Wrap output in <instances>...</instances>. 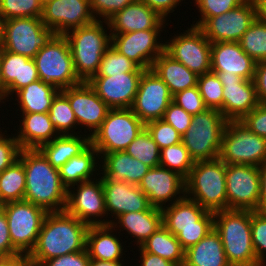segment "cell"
I'll return each mask as SVG.
<instances>
[{
  "instance_id": "11a10c76",
  "label": "cell",
  "mask_w": 266,
  "mask_h": 266,
  "mask_svg": "<svg viewBox=\"0 0 266 266\" xmlns=\"http://www.w3.org/2000/svg\"><path fill=\"white\" fill-rule=\"evenodd\" d=\"M0 256L24 257L13 245L10 239L8 221L0 206Z\"/></svg>"
},
{
  "instance_id": "c3c4849f",
  "label": "cell",
  "mask_w": 266,
  "mask_h": 266,
  "mask_svg": "<svg viewBox=\"0 0 266 266\" xmlns=\"http://www.w3.org/2000/svg\"><path fill=\"white\" fill-rule=\"evenodd\" d=\"M145 128L151 134L160 150L181 142V135L164 120H153L145 124Z\"/></svg>"
},
{
  "instance_id": "8fae6325",
  "label": "cell",
  "mask_w": 266,
  "mask_h": 266,
  "mask_svg": "<svg viewBox=\"0 0 266 266\" xmlns=\"http://www.w3.org/2000/svg\"><path fill=\"white\" fill-rule=\"evenodd\" d=\"M187 25L165 38V51L200 76L211 71V42L199 27Z\"/></svg>"
},
{
  "instance_id": "f6af8a7d",
  "label": "cell",
  "mask_w": 266,
  "mask_h": 266,
  "mask_svg": "<svg viewBox=\"0 0 266 266\" xmlns=\"http://www.w3.org/2000/svg\"><path fill=\"white\" fill-rule=\"evenodd\" d=\"M244 1L245 0H189V6H192L191 4L194 3L195 5L193 4L192 7L196 8L193 9L189 7V9L194 10V12L197 10L199 13L195 16L198 17V19L193 17L191 25L199 27L207 18L227 13Z\"/></svg>"
},
{
  "instance_id": "836d02e7",
  "label": "cell",
  "mask_w": 266,
  "mask_h": 266,
  "mask_svg": "<svg viewBox=\"0 0 266 266\" xmlns=\"http://www.w3.org/2000/svg\"><path fill=\"white\" fill-rule=\"evenodd\" d=\"M62 183L70 186L96 179L100 175V157L95 147L90 144L78 156L72 157L60 169Z\"/></svg>"
},
{
  "instance_id": "6125c7cd",
  "label": "cell",
  "mask_w": 266,
  "mask_h": 266,
  "mask_svg": "<svg viewBox=\"0 0 266 266\" xmlns=\"http://www.w3.org/2000/svg\"><path fill=\"white\" fill-rule=\"evenodd\" d=\"M256 6V17L266 24V0H253Z\"/></svg>"
},
{
  "instance_id": "f546056e",
  "label": "cell",
  "mask_w": 266,
  "mask_h": 266,
  "mask_svg": "<svg viewBox=\"0 0 266 266\" xmlns=\"http://www.w3.org/2000/svg\"><path fill=\"white\" fill-rule=\"evenodd\" d=\"M22 114V115H21ZM14 115L19 121L13 132L21 149H39L43 144L51 142L59 134L50 121L47 113H18ZM15 128V129H14ZM16 131V132H15Z\"/></svg>"
},
{
  "instance_id": "4fadbf2b",
  "label": "cell",
  "mask_w": 266,
  "mask_h": 266,
  "mask_svg": "<svg viewBox=\"0 0 266 266\" xmlns=\"http://www.w3.org/2000/svg\"><path fill=\"white\" fill-rule=\"evenodd\" d=\"M41 18L21 17L4 20L1 49L34 58L54 36Z\"/></svg>"
},
{
  "instance_id": "9f6ffc18",
  "label": "cell",
  "mask_w": 266,
  "mask_h": 266,
  "mask_svg": "<svg viewBox=\"0 0 266 266\" xmlns=\"http://www.w3.org/2000/svg\"><path fill=\"white\" fill-rule=\"evenodd\" d=\"M90 257L87 250L65 254L46 260L41 266H89Z\"/></svg>"
},
{
  "instance_id": "83f0119b",
  "label": "cell",
  "mask_w": 266,
  "mask_h": 266,
  "mask_svg": "<svg viewBox=\"0 0 266 266\" xmlns=\"http://www.w3.org/2000/svg\"><path fill=\"white\" fill-rule=\"evenodd\" d=\"M119 235V236H117ZM109 225H90L86 235V250L91 259L103 261H129L125 239ZM121 240V241H120ZM125 247V248H124ZM128 251V252H127ZM127 252L128 254L126 255ZM125 255V256H124ZM128 260L126 259L127 257Z\"/></svg>"
},
{
  "instance_id": "ee69618b",
  "label": "cell",
  "mask_w": 266,
  "mask_h": 266,
  "mask_svg": "<svg viewBox=\"0 0 266 266\" xmlns=\"http://www.w3.org/2000/svg\"><path fill=\"white\" fill-rule=\"evenodd\" d=\"M43 0H0V16L3 20L31 17L41 18Z\"/></svg>"
},
{
  "instance_id": "7a4b0ae2",
  "label": "cell",
  "mask_w": 266,
  "mask_h": 266,
  "mask_svg": "<svg viewBox=\"0 0 266 266\" xmlns=\"http://www.w3.org/2000/svg\"><path fill=\"white\" fill-rule=\"evenodd\" d=\"M18 159L26 173L24 200L47 212L65 211L68 189L61 181L59 169L39 149H21Z\"/></svg>"
},
{
  "instance_id": "db71d44e",
  "label": "cell",
  "mask_w": 266,
  "mask_h": 266,
  "mask_svg": "<svg viewBox=\"0 0 266 266\" xmlns=\"http://www.w3.org/2000/svg\"><path fill=\"white\" fill-rule=\"evenodd\" d=\"M240 121L254 134L266 138V103H259Z\"/></svg>"
},
{
  "instance_id": "7402d4cb",
  "label": "cell",
  "mask_w": 266,
  "mask_h": 266,
  "mask_svg": "<svg viewBox=\"0 0 266 266\" xmlns=\"http://www.w3.org/2000/svg\"><path fill=\"white\" fill-rule=\"evenodd\" d=\"M144 71L138 67L134 72L93 76L88 83L111 109L131 108Z\"/></svg>"
},
{
  "instance_id": "003e7915",
  "label": "cell",
  "mask_w": 266,
  "mask_h": 266,
  "mask_svg": "<svg viewBox=\"0 0 266 266\" xmlns=\"http://www.w3.org/2000/svg\"><path fill=\"white\" fill-rule=\"evenodd\" d=\"M0 105L6 106L5 105V89L2 87L1 79H0Z\"/></svg>"
},
{
  "instance_id": "8d00e7d4",
  "label": "cell",
  "mask_w": 266,
  "mask_h": 266,
  "mask_svg": "<svg viewBox=\"0 0 266 266\" xmlns=\"http://www.w3.org/2000/svg\"><path fill=\"white\" fill-rule=\"evenodd\" d=\"M140 247L148 253L158 255L178 266H183L185 250L180 242L163 225L160 226Z\"/></svg>"
},
{
  "instance_id": "03108f58",
  "label": "cell",
  "mask_w": 266,
  "mask_h": 266,
  "mask_svg": "<svg viewBox=\"0 0 266 266\" xmlns=\"http://www.w3.org/2000/svg\"><path fill=\"white\" fill-rule=\"evenodd\" d=\"M12 266H34L26 257L18 259Z\"/></svg>"
},
{
  "instance_id": "cb8c5ba5",
  "label": "cell",
  "mask_w": 266,
  "mask_h": 266,
  "mask_svg": "<svg viewBox=\"0 0 266 266\" xmlns=\"http://www.w3.org/2000/svg\"><path fill=\"white\" fill-rule=\"evenodd\" d=\"M108 225L119 215L147 211L152 206L138 185L102 178Z\"/></svg>"
},
{
  "instance_id": "52a82bcc",
  "label": "cell",
  "mask_w": 266,
  "mask_h": 266,
  "mask_svg": "<svg viewBox=\"0 0 266 266\" xmlns=\"http://www.w3.org/2000/svg\"><path fill=\"white\" fill-rule=\"evenodd\" d=\"M227 121L216 109H206L192 116L191 125L181 136V142L194 162L219 158Z\"/></svg>"
},
{
  "instance_id": "6f0895ef",
  "label": "cell",
  "mask_w": 266,
  "mask_h": 266,
  "mask_svg": "<svg viewBox=\"0 0 266 266\" xmlns=\"http://www.w3.org/2000/svg\"><path fill=\"white\" fill-rule=\"evenodd\" d=\"M140 1L146 4L152 10L156 11L166 21L167 20L169 21V19L173 16V14L175 17V14H177L175 12L177 11L176 9L182 6V4H184V6L187 7L185 5L187 3L186 0H140Z\"/></svg>"
},
{
  "instance_id": "484cf974",
  "label": "cell",
  "mask_w": 266,
  "mask_h": 266,
  "mask_svg": "<svg viewBox=\"0 0 266 266\" xmlns=\"http://www.w3.org/2000/svg\"><path fill=\"white\" fill-rule=\"evenodd\" d=\"M0 79L6 104L18 90L39 80L34 59L0 48Z\"/></svg>"
},
{
  "instance_id": "277c9868",
  "label": "cell",
  "mask_w": 266,
  "mask_h": 266,
  "mask_svg": "<svg viewBox=\"0 0 266 266\" xmlns=\"http://www.w3.org/2000/svg\"><path fill=\"white\" fill-rule=\"evenodd\" d=\"M214 229L220 235L231 266H262L257 261L252 245L250 210L214 212Z\"/></svg>"
},
{
  "instance_id": "4dcf8cb0",
  "label": "cell",
  "mask_w": 266,
  "mask_h": 266,
  "mask_svg": "<svg viewBox=\"0 0 266 266\" xmlns=\"http://www.w3.org/2000/svg\"><path fill=\"white\" fill-rule=\"evenodd\" d=\"M149 170L150 167L125 151L106 153L100 157V176L109 180L139 185Z\"/></svg>"
},
{
  "instance_id": "ac0fdd59",
  "label": "cell",
  "mask_w": 266,
  "mask_h": 266,
  "mask_svg": "<svg viewBox=\"0 0 266 266\" xmlns=\"http://www.w3.org/2000/svg\"><path fill=\"white\" fill-rule=\"evenodd\" d=\"M253 0H245L227 13L207 18L199 28L211 42H239L256 19Z\"/></svg>"
},
{
  "instance_id": "f5cc1de1",
  "label": "cell",
  "mask_w": 266,
  "mask_h": 266,
  "mask_svg": "<svg viewBox=\"0 0 266 266\" xmlns=\"http://www.w3.org/2000/svg\"><path fill=\"white\" fill-rule=\"evenodd\" d=\"M162 120L170 124L182 136L191 125L192 115L171 102L165 110Z\"/></svg>"
},
{
  "instance_id": "7c38bea8",
  "label": "cell",
  "mask_w": 266,
  "mask_h": 266,
  "mask_svg": "<svg viewBox=\"0 0 266 266\" xmlns=\"http://www.w3.org/2000/svg\"><path fill=\"white\" fill-rule=\"evenodd\" d=\"M7 221L12 245L27 257L34 249L44 218V208L22 200L1 205Z\"/></svg>"
},
{
  "instance_id": "e575fe53",
  "label": "cell",
  "mask_w": 266,
  "mask_h": 266,
  "mask_svg": "<svg viewBox=\"0 0 266 266\" xmlns=\"http://www.w3.org/2000/svg\"><path fill=\"white\" fill-rule=\"evenodd\" d=\"M183 266H231L220 235L214 228L197 244L185 250Z\"/></svg>"
},
{
  "instance_id": "bcb514c9",
  "label": "cell",
  "mask_w": 266,
  "mask_h": 266,
  "mask_svg": "<svg viewBox=\"0 0 266 266\" xmlns=\"http://www.w3.org/2000/svg\"><path fill=\"white\" fill-rule=\"evenodd\" d=\"M139 66L110 46L104 53L95 76H113L134 72Z\"/></svg>"
},
{
  "instance_id": "d590c367",
  "label": "cell",
  "mask_w": 266,
  "mask_h": 266,
  "mask_svg": "<svg viewBox=\"0 0 266 266\" xmlns=\"http://www.w3.org/2000/svg\"><path fill=\"white\" fill-rule=\"evenodd\" d=\"M90 144V137L85 134L59 135L51 142L43 144L39 150L54 168L60 169L68 160L78 156Z\"/></svg>"
},
{
  "instance_id": "9a60e30c",
  "label": "cell",
  "mask_w": 266,
  "mask_h": 266,
  "mask_svg": "<svg viewBox=\"0 0 266 266\" xmlns=\"http://www.w3.org/2000/svg\"><path fill=\"white\" fill-rule=\"evenodd\" d=\"M167 31L169 32L166 28L111 34V46L139 67L149 70L155 59L165 50L164 36Z\"/></svg>"
},
{
  "instance_id": "681fc988",
  "label": "cell",
  "mask_w": 266,
  "mask_h": 266,
  "mask_svg": "<svg viewBox=\"0 0 266 266\" xmlns=\"http://www.w3.org/2000/svg\"><path fill=\"white\" fill-rule=\"evenodd\" d=\"M0 128V173L11 166L15 161L18 160L20 154V146L15 137L13 131L7 127ZM7 129L11 131V135L7 132Z\"/></svg>"
},
{
  "instance_id": "ba28073f",
  "label": "cell",
  "mask_w": 266,
  "mask_h": 266,
  "mask_svg": "<svg viewBox=\"0 0 266 266\" xmlns=\"http://www.w3.org/2000/svg\"><path fill=\"white\" fill-rule=\"evenodd\" d=\"M39 79L59 90L80 84L69 42L64 35H55L33 58Z\"/></svg>"
},
{
  "instance_id": "91938a15",
  "label": "cell",
  "mask_w": 266,
  "mask_h": 266,
  "mask_svg": "<svg viewBox=\"0 0 266 266\" xmlns=\"http://www.w3.org/2000/svg\"><path fill=\"white\" fill-rule=\"evenodd\" d=\"M138 250L137 263L134 266H178L177 264L166 260L158 255L145 252L140 246L136 248ZM141 261V262H140ZM133 266V265H132Z\"/></svg>"
},
{
  "instance_id": "6da1fadb",
  "label": "cell",
  "mask_w": 266,
  "mask_h": 266,
  "mask_svg": "<svg viewBox=\"0 0 266 266\" xmlns=\"http://www.w3.org/2000/svg\"><path fill=\"white\" fill-rule=\"evenodd\" d=\"M89 225L66 211L48 212L44 218L37 243L26 257L34 266L46 260L86 249Z\"/></svg>"
},
{
  "instance_id": "5b68a950",
  "label": "cell",
  "mask_w": 266,
  "mask_h": 266,
  "mask_svg": "<svg viewBox=\"0 0 266 266\" xmlns=\"http://www.w3.org/2000/svg\"><path fill=\"white\" fill-rule=\"evenodd\" d=\"M161 210L163 226L176 236L184 250L197 244L214 228V212L186 196Z\"/></svg>"
},
{
  "instance_id": "60d3db41",
  "label": "cell",
  "mask_w": 266,
  "mask_h": 266,
  "mask_svg": "<svg viewBox=\"0 0 266 266\" xmlns=\"http://www.w3.org/2000/svg\"><path fill=\"white\" fill-rule=\"evenodd\" d=\"M243 51L256 63L266 60V24L257 18L241 37Z\"/></svg>"
},
{
  "instance_id": "d4e9b609",
  "label": "cell",
  "mask_w": 266,
  "mask_h": 266,
  "mask_svg": "<svg viewBox=\"0 0 266 266\" xmlns=\"http://www.w3.org/2000/svg\"><path fill=\"white\" fill-rule=\"evenodd\" d=\"M111 34H124L139 30L165 29L171 24L140 0L116 12L107 20Z\"/></svg>"
},
{
  "instance_id": "f1b7e54d",
  "label": "cell",
  "mask_w": 266,
  "mask_h": 266,
  "mask_svg": "<svg viewBox=\"0 0 266 266\" xmlns=\"http://www.w3.org/2000/svg\"><path fill=\"white\" fill-rule=\"evenodd\" d=\"M110 225L119 232L122 237H125L124 239L130 237L125 241L131 240L130 243H128L130 249V244L139 247L163 225L162 210L160 208L151 207L147 211L124 213L119 215ZM124 234L127 236H124Z\"/></svg>"
},
{
  "instance_id": "d6986e66",
  "label": "cell",
  "mask_w": 266,
  "mask_h": 266,
  "mask_svg": "<svg viewBox=\"0 0 266 266\" xmlns=\"http://www.w3.org/2000/svg\"><path fill=\"white\" fill-rule=\"evenodd\" d=\"M41 20L56 35H65L96 19L91 11L90 0H45Z\"/></svg>"
},
{
  "instance_id": "2e32d148",
  "label": "cell",
  "mask_w": 266,
  "mask_h": 266,
  "mask_svg": "<svg viewBox=\"0 0 266 266\" xmlns=\"http://www.w3.org/2000/svg\"><path fill=\"white\" fill-rule=\"evenodd\" d=\"M60 91L68 98L73 109L78 134H85L91 138L111 108L96 94L88 82H81Z\"/></svg>"
},
{
  "instance_id": "30bf717a",
  "label": "cell",
  "mask_w": 266,
  "mask_h": 266,
  "mask_svg": "<svg viewBox=\"0 0 266 266\" xmlns=\"http://www.w3.org/2000/svg\"><path fill=\"white\" fill-rule=\"evenodd\" d=\"M219 158L226 165L259 167L266 161V138L254 134L241 121H227Z\"/></svg>"
},
{
  "instance_id": "8992f818",
  "label": "cell",
  "mask_w": 266,
  "mask_h": 266,
  "mask_svg": "<svg viewBox=\"0 0 266 266\" xmlns=\"http://www.w3.org/2000/svg\"><path fill=\"white\" fill-rule=\"evenodd\" d=\"M186 181V197L207 211L227 210L226 164L220 159L195 162Z\"/></svg>"
},
{
  "instance_id": "680465c9",
  "label": "cell",
  "mask_w": 266,
  "mask_h": 266,
  "mask_svg": "<svg viewBox=\"0 0 266 266\" xmlns=\"http://www.w3.org/2000/svg\"><path fill=\"white\" fill-rule=\"evenodd\" d=\"M253 82L259 103H266V60L256 63Z\"/></svg>"
},
{
  "instance_id": "816d5d0a",
  "label": "cell",
  "mask_w": 266,
  "mask_h": 266,
  "mask_svg": "<svg viewBox=\"0 0 266 266\" xmlns=\"http://www.w3.org/2000/svg\"><path fill=\"white\" fill-rule=\"evenodd\" d=\"M134 0H90L91 11L96 20H108L116 12Z\"/></svg>"
},
{
  "instance_id": "d6a6232c",
  "label": "cell",
  "mask_w": 266,
  "mask_h": 266,
  "mask_svg": "<svg viewBox=\"0 0 266 266\" xmlns=\"http://www.w3.org/2000/svg\"><path fill=\"white\" fill-rule=\"evenodd\" d=\"M151 69L168 86L172 96L197 86L199 76L175 60L165 50L155 59Z\"/></svg>"
},
{
  "instance_id": "a7ac6f4b",
  "label": "cell",
  "mask_w": 266,
  "mask_h": 266,
  "mask_svg": "<svg viewBox=\"0 0 266 266\" xmlns=\"http://www.w3.org/2000/svg\"><path fill=\"white\" fill-rule=\"evenodd\" d=\"M3 23H4V20L0 16V48L2 45V41H3Z\"/></svg>"
},
{
  "instance_id": "1f68e13d",
  "label": "cell",
  "mask_w": 266,
  "mask_h": 266,
  "mask_svg": "<svg viewBox=\"0 0 266 266\" xmlns=\"http://www.w3.org/2000/svg\"><path fill=\"white\" fill-rule=\"evenodd\" d=\"M60 90L56 88L54 85H51L42 80H37L33 83L28 84L26 87L18 90L12 98H10L7 102H13L15 106L10 108L12 111L11 118L14 114L17 113H47L50 110L52 101L56 94ZM15 97V98H13ZM13 100V101H12ZM16 102V103H15ZM13 109V110H12ZM14 111H16L14 113ZM19 111V112H18ZM13 114V115H12Z\"/></svg>"
},
{
  "instance_id": "ffe728a7",
  "label": "cell",
  "mask_w": 266,
  "mask_h": 266,
  "mask_svg": "<svg viewBox=\"0 0 266 266\" xmlns=\"http://www.w3.org/2000/svg\"><path fill=\"white\" fill-rule=\"evenodd\" d=\"M172 97L163 80L152 69L145 70L130 109L146 124L163 118Z\"/></svg>"
},
{
  "instance_id": "9c48e42d",
  "label": "cell",
  "mask_w": 266,
  "mask_h": 266,
  "mask_svg": "<svg viewBox=\"0 0 266 266\" xmlns=\"http://www.w3.org/2000/svg\"><path fill=\"white\" fill-rule=\"evenodd\" d=\"M144 128L145 124L130 108L110 109L90 142L101 157L106 153L124 151Z\"/></svg>"
},
{
  "instance_id": "ab89813d",
  "label": "cell",
  "mask_w": 266,
  "mask_h": 266,
  "mask_svg": "<svg viewBox=\"0 0 266 266\" xmlns=\"http://www.w3.org/2000/svg\"><path fill=\"white\" fill-rule=\"evenodd\" d=\"M124 151L150 168L160 166L161 150L146 128Z\"/></svg>"
},
{
  "instance_id": "94428289",
  "label": "cell",
  "mask_w": 266,
  "mask_h": 266,
  "mask_svg": "<svg viewBox=\"0 0 266 266\" xmlns=\"http://www.w3.org/2000/svg\"><path fill=\"white\" fill-rule=\"evenodd\" d=\"M260 173V196L258 211L266 212V161L259 166Z\"/></svg>"
},
{
  "instance_id": "603a6c76",
  "label": "cell",
  "mask_w": 266,
  "mask_h": 266,
  "mask_svg": "<svg viewBox=\"0 0 266 266\" xmlns=\"http://www.w3.org/2000/svg\"><path fill=\"white\" fill-rule=\"evenodd\" d=\"M223 85V116L228 121H240L258 106L259 101L253 80L238 75L216 73Z\"/></svg>"
},
{
  "instance_id": "3957f363",
  "label": "cell",
  "mask_w": 266,
  "mask_h": 266,
  "mask_svg": "<svg viewBox=\"0 0 266 266\" xmlns=\"http://www.w3.org/2000/svg\"><path fill=\"white\" fill-rule=\"evenodd\" d=\"M70 45L75 72L82 82L96 75L104 53L111 46V32L106 20L70 30L64 35Z\"/></svg>"
},
{
  "instance_id": "e0dca14e",
  "label": "cell",
  "mask_w": 266,
  "mask_h": 266,
  "mask_svg": "<svg viewBox=\"0 0 266 266\" xmlns=\"http://www.w3.org/2000/svg\"><path fill=\"white\" fill-rule=\"evenodd\" d=\"M227 209L258 211L260 173L258 166L226 165Z\"/></svg>"
},
{
  "instance_id": "5bb4252c",
  "label": "cell",
  "mask_w": 266,
  "mask_h": 266,
  "mask_svg": "<svg viewBox=\"0 0 266 266\" xmlns=\"http://www.w3.org/2000/svg\"><path fill=\"white\" fill-rule=\"evenodd\" d=\"M65 211L89 226L108 225L102 177L70 186Z\"/></svg>"
},
{
  "instance_id": "89a4df30",
  "label": "cell",
  "mask_w": 266,
  "mask_h": 266,
  "mask_svg": "<svg viewBox=\"0 0 266 266\" xmlns=\"http://www.w3.org/2000/svg\"><path fill=\"white\" fill-rule=\"evenodd\" d=\"M0 106H1V105H0ZM2 107H3V106L0 107V108H1V110H0L1 112H0V113H1V115H2L1 120H2V123H3V124H1V122H0V124H1V125H4L3 120H8V119H7V118H8L7 116H8L9 113H7V114L3 113V114H4V116H3L2 112H3L4 110L2 109ZM5 115H6V118H5V119H2V118L5 117ZM1 120H0V121H1ZM1 125H0V126H1ZM0 128H1V127H0Z\"/></svg>"
},
{
  "instance_id": "7dc6e473",
  "label": "cell",
  "mask_w": 266,
  "mask_h": 266,
  "mask_svg": "<svg viewBox=\"0 0 266 266\" xmlns=\"http://www.w3.org/2000/svg\"><path fill=\"white\" fill-rule=\"evenodd\" d=\"M251 238L257 261L266 266V212L251 211Z\"/></svg>"
},
{
  "instance_id": "f35d334b",
  "label": "cell",
  "mask_w": 266,
  "mask_h": 266,
  "mask_svg": "<svg viewBox=\"0 0 266 266\" xmlns=\"http://www.w3.org/2000/svg\"><path fill=\"white\" fill-rule=\"evenodd\" d=\"M50 121L59 135H78V125L68 98L59 91L48 112Z\"/></svg>"
},
{
  "instance_id": "f907efd6",
  "label": "cell",
  "mask_w": 266,
  "mask_h": 266,
  "mask_svg": "<svg viewBox=\"0 0 266 266\" xmlns=\"http://www.w3.org/2000/svg\"><path fill=\"white\" fill-rule=\"evenodd\" d=\"M172 102H174L177 106L183 108L192 116L208 109L205 106L198 86L176 93L172 97Z\"/></svg>"
},
{
  "instance_id": "74e56055",
  "label": "cell",
  "mask_w": 266,
  "mask_h": 266,
  "mask_svg": "<svg viewBox=\"0 0 266 266\" xmlns=\"http://www.w3.org/2000/svg\"><path fill=\"white\" fill-rule=\"evenodd\" d=\"M26 173L18 159L0 173V206L9 202L24 200Z\"/></svg>"
},
{
  "instance_id": "e7e4bbea",
  "label": "cell",
  "mask_w": 266,
  "mask_h": 266,
  "mask_svg": "<svg viewBox=\"0 0 266 266\" xmlns=\"http://www.w3.org/2000/svg\"><path fill=\"white\" fill-rule=\"evenodd\" d=\"M23 257L0 256V266H12L18 259Z\"/></svg>"
},
{
  "instance_id": "44dd1931",
  "label": "cell",
  "mask_w": 266,
  "mask_h": 266,
  "mask_svg": "<svg viewBox=\"0 0 266 266\" xmlns=\"http://www.w3.org/2000/svg\"><path fill=\"white\" fill-rule=\"evenodd\" d=\"M138 187L148 197L151 206L160 209L186 196L185 178L162 166L150 168Z\"/></svg>"
},
{
  "instance_id": "4316f807",
  "label": "cell",
  "mask_w": 266,
  "mask_h": 266,
  "mask_svg": "<svg viewBox=\"0 0 266 266\" xmlns=\"http://www.w3.org/2000/svg\"><path fill=\"white\" fill-rule=\"evenodd\" d=\"M256 62L241 48L239 42L211 43V71L213 73L235 74L246 80H253Z\"/></svg>"
},
{
  "instance_id": "be15d7a7",
  "label": "cell",
  "mask_w": 266,
  "mask_h": 266,
  "mask_svg": "<svg viewBox=\"0 0 266 266\" xmlns=\"http://www.w3.org/2000/svg\"><path fill=\"white\" fill-rule=\"evenodd\" d=\"M128 264V265H125ZM129 263L132 262H125V261H103L98 259H91L89 266H129Z\"/></svg>"
},
{
  "instance_id": "b9f144b4",
  "label": "cell",
  "mask_w": 266,
  "mask_h": 266,
  "mask_svg": "<svg viewBox=\"0 0 266 266\" xmlns=\"http://www.w3.org/2000/svg\"><path fill=\"white\" fill-rule=\"evenodd\" d=\"M160 166L179 173L185 179L194 166L189 151L182 142L161 149Z\"/></svg>"
},
{
  "instance_id": "7bdbcfd3",
  "label": "cell",
  "mask_w": 266,
  "mask_h": 266,
  "mask_svg": "<svg viewBox=\"0 0 266 266\" xmlns=\"http://www.w3.org/2000/svg\"><path fill=\"white\" fill-rule=\"evenodd\" d=\"M197 86L208 109L219 110L223 115V85L212 71L198 77Z\"/></svg>"
}]
</instances>
